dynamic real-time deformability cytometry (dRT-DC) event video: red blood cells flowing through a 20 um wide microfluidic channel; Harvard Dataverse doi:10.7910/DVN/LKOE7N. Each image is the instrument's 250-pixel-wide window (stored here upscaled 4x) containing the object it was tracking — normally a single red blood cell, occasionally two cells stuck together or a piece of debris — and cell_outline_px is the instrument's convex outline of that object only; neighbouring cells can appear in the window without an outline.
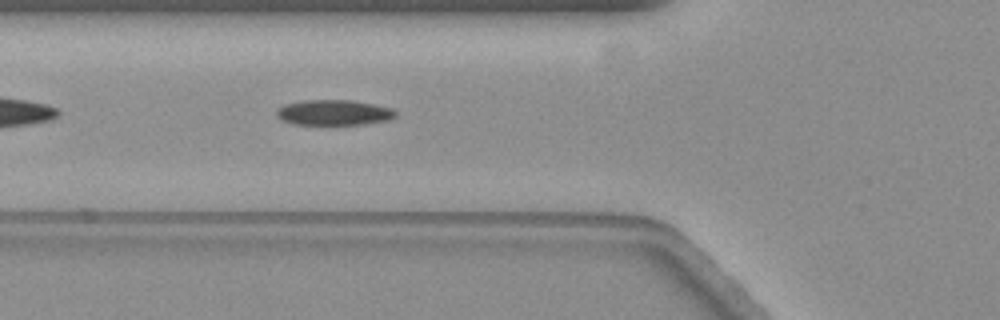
{"species": "common noctule bat (a hibernating species)", "species_latin": "Nyctalus noctula", "temperature_condition": "warm", "stored_images_in_passage": 39, "camera_frame_rate_fps": 3000, "um_per_image_px": 0.085, "animal": {"sex": "female", "body_mass_g": 19.3, "forearm_length_mm": 54.1}, "frame": {"image": 1, "passage_image": 6, "time_ms": 1.667, "image_size_px": [1000, 320], "cell_outline_px": [[396, 116], [388, 120], [364, 124], [332, 128], [324, 128], [292, 124], [276, 116], [276, 108], [284, 104], [300, 100], [352, 100], [392, 108], [396, 112]], "centroid_in_image_um": [28.31, 9.62], "position_along_channel_um": 97.5, "area_um2": 18.79}, "authors_computed_cell_mechanics": {"area_um2": 17.8602, "velocity_mm_per_s": 3.5379, "shape_relaxation_time_tau1_ms": 5.5436, "shape_relaxation_time_tau2_ms": 7.3512, "deformation_change_tau1": 0.1392, "deformation_change_tau2": 0.1486}}